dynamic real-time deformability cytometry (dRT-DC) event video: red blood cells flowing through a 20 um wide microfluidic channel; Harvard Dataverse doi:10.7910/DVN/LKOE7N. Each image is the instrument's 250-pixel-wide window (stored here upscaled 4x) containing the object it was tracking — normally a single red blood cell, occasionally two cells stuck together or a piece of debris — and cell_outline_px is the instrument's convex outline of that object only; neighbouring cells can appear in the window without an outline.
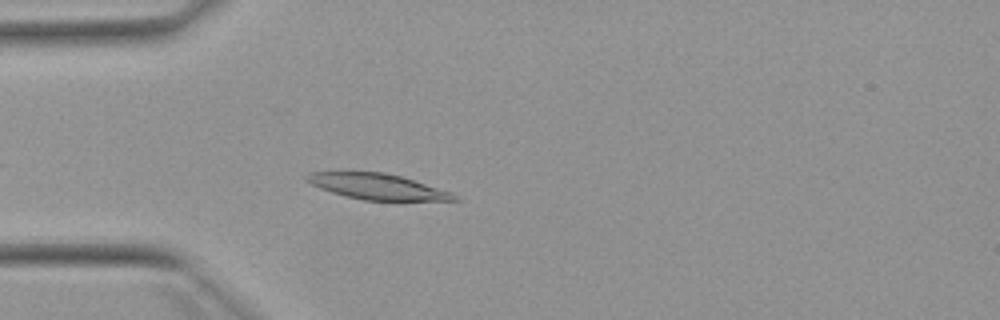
{"species": "Egyptian fruit bat (a non-hibernating species)", "species_latin": "Rousettus aegyptiacus", "temperature_condition": "warm", "stored_images_in_passage": 32, "camera_frame_rate_fps": 3000, "um_per_image_px": 0.085, "animal": {"sex": "female"}, "frame": {"image": 1, "passage_image": 5, "time_ms": 1.333, "image_size_px": [1000, 320], "cell_outline_px": [[460, 200], [364, 200], [344, 196], [320, 188], [304, 180], [304, 176], [308, 172], [384, 172], [400, 176], [448, 192], [456, 196]], "centroid_in_image_um": [31.96, 15.85], "position_along_channel_um": 53.0, "area_um2": 21.56}}
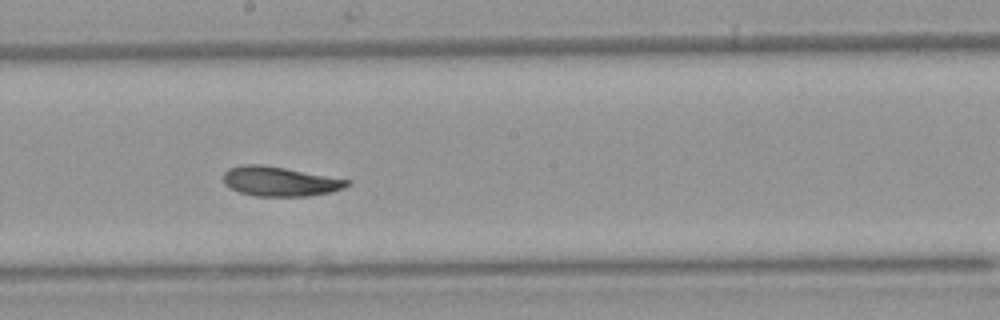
{"frame": {"image": 2, "passage_image": 19, "time_ms": 6.0, "image_size_px": [1000, 320], "cell_outline_px": [[352, 184], [344, 188], [332, 192], [308, 196], [256, 196], [240, 192], [224, 184], [224, 172], [228, 168], [240, 164], [260, 164], [284, 168], [352, 180]], "centroid_in_image_um": [23.82, 15.41], "position_along_channel_um": 224.4, "area_um2": 21.39}}
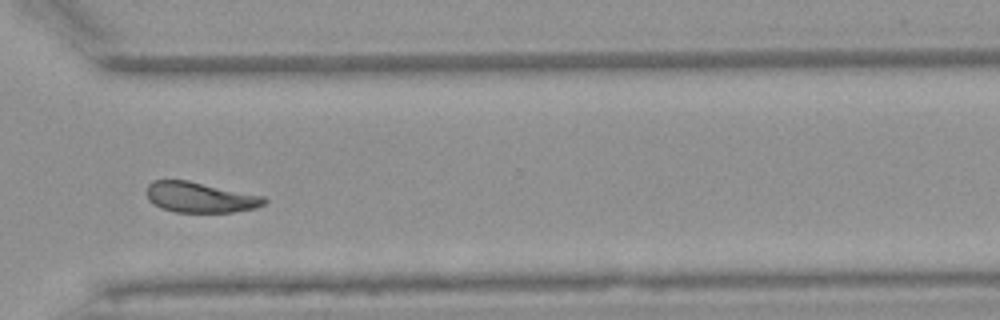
{"frame": {"image": 3, "passage_image": 29, "time_ms": 9.333, "image_size_px": [1000, 320], "cell_outline_px": [[268, 200], [264, 204], [256, 208], [232, 212], [176, 212], [160, 208], [148, 200], [148, 184], [152, 180], [188, 180], [264, 196]], "centroid_in_image_um": [17.02, 16.77], "position_along_channel_um": 353.6, "area_um2": 20.87}, "authors_computed_cell_mechanics": {"area_um2": 21.7617, "velocity_mm_per_s": 3.8658, "shape_relaxation_time_tau1_ms": 6.9334, "shape_relaxation_time_tau2_ms": 3.7699, "deformation_change_tau1": 0.1811, "deformation_change_tau2": 0.0945}}